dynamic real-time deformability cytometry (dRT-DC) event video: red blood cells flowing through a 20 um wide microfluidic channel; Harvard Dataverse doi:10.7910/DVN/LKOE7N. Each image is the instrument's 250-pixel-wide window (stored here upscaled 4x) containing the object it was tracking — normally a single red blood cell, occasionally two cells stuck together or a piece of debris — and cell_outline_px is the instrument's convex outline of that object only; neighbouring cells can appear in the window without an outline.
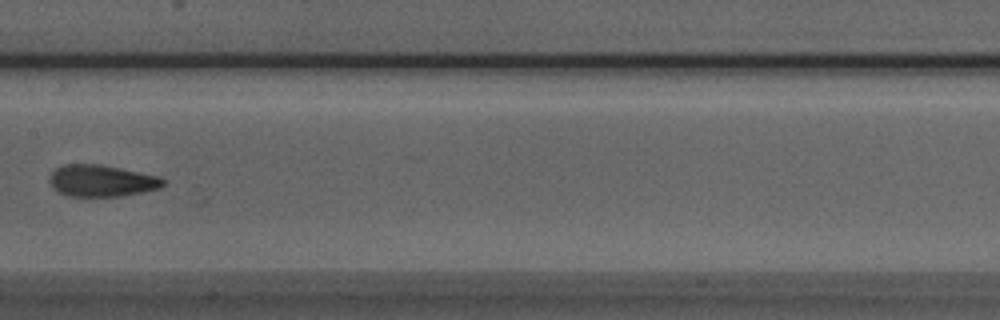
{"species": "Egyptian fruit bat (a non-hibernating species)", "species_latin": "Rousettus aegyptiacus", "temperature_condition": "room temperature", "stored_images_in_passage": 6, "camera_frame_rate_fps": 3000, "um_per_image_px": 0.085, "animal": {"sex": "male"}, "frame": {"image": 1, "passage_image": 6, "time_ms": 1.667, "image_size_px": [1000, 320], "cell_outline_px": [[164, 184], [160, 188], [144, 192], [124, 196], [68, 196], [56, 192], [52, 188], [48, 180], [52, 172], [56, 168], [64, 164], [100, 164], [160, 176], [164, 180]], "centroid_in_image_um": [8.62, 15.37], "position_along_channel_um": 198.8, "area_um2": 21.21}}